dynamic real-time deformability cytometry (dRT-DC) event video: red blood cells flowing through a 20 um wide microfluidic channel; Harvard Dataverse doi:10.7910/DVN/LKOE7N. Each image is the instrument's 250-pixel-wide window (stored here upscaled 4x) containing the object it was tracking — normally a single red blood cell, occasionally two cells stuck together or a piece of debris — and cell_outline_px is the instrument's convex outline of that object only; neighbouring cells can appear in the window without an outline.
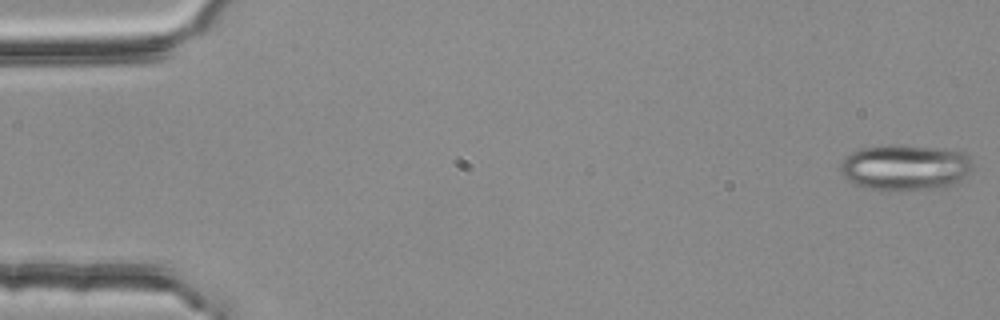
{"species": "common noctule bat (a hibernating species)", "species_latin": "Nyctalus noctula", "temperature_condition": "room temperature", "stored_images_in_passage": 3, "camera_frame_rate_fps": 3000, "um_per_image_px": 0.085, "animal": {"sex": "female", "body_mass_g": 25.1}, "frame": {"image": 1, "passage_image": 1, "time_ms": 0.0, "image_size_px": [1000, 320], "cell_outline_px": [[972, 168], [960, 184], [948, 188], [896, 192], [888, 192], [864, 188], [852, 184], [840, 172], [840, 164], [852, 152], [860, 148], [892, 144], [900, 144], [936, 148], [964, 152], [968, 156], [972, 164]], "centroid_in_image_um": [76.96, 14.28], "position_along_channel_um": 8.0, "area_um2": 36.53}}